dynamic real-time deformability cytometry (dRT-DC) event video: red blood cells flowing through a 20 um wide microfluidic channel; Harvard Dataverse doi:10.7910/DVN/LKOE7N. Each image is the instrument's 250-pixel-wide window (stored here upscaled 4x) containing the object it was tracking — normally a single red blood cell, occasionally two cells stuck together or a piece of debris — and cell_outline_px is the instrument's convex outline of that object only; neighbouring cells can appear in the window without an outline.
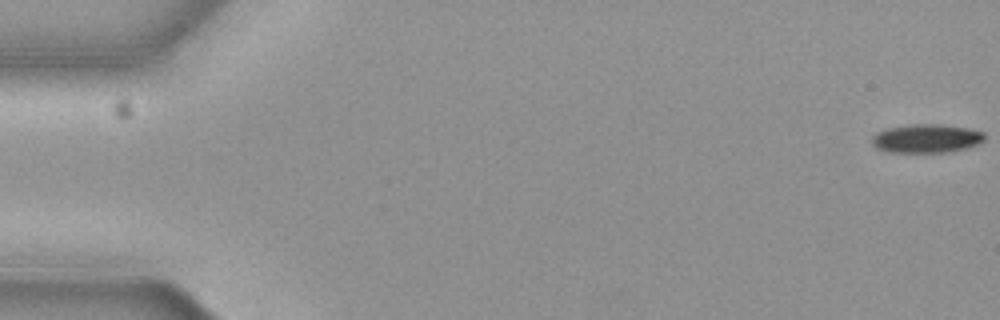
{"species": "common noctule bat (a hibernating species)", "species_latin": "Nyctalus noctula", "temperature_condition": "cold", "stored_images_in_passage": 18, "camera_frame_rate_fps": 3000, "um_per_image_px": 0.085, "animal": {"sex": "female", "body_mass_g": 19.3, "forearm_length_mm": 54.1}, "frame": {"image": 1, "passage_image": 1, "time_ms": 0.0, "image_size_px": [1000, 320], "cell_outline_px": [[984, 140], [968, 148], [948, 152], [888, 152], [876, 148], [872, 144], [872, 136], [888, 128], [916, 124], [932, 124], [968, 128], [984, 132]], "centroid_in_image_um": [78.75, 11.78], "position_along_channel_um": 6.2, "area_um2": 18.55}}